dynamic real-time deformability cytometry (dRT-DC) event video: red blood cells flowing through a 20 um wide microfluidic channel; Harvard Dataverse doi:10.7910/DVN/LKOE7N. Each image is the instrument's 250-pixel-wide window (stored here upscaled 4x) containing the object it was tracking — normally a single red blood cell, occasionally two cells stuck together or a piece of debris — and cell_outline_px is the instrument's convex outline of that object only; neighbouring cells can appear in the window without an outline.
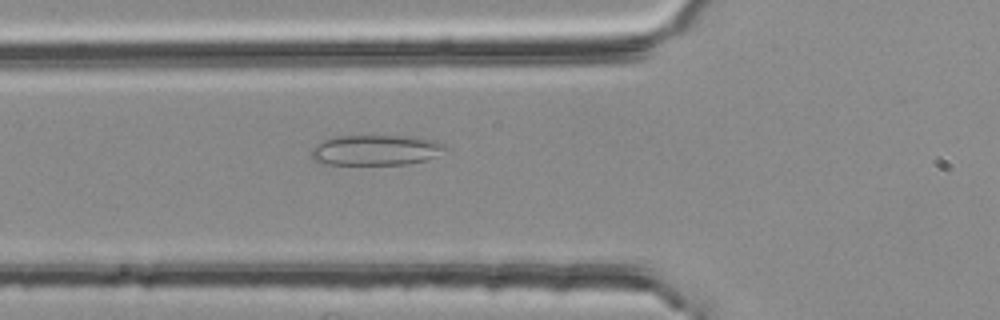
{"species": "common noctule bat (a hibernating species)", "species_latin": "Nyctalus noctula", "temperature_condition": "room temperature", "stored_images_in_passage": 25, "camera_frame_rate_fps": 3000, "um_per_image_px": 0.085, "animal": {"sex": "female", "body_mass_g": 25.1}, "frame": {"image": 1, "passage_image": 3, "time_ms": 0.667, "image_size_px": [1000, 320], "cell_outline_px": [[448, 148], [436, 156], [428, 160], [404, 164], [328, 164], [316, 160], [312, 156], [312, 148], [316, 144], [324, 140], [336, 136], [416, 136], [436, 140], [444, 144]], "centroid_in_image_um": [32.01, 12.74], "position_along_channel_um": 93.8, "area_um2": 23.7}}
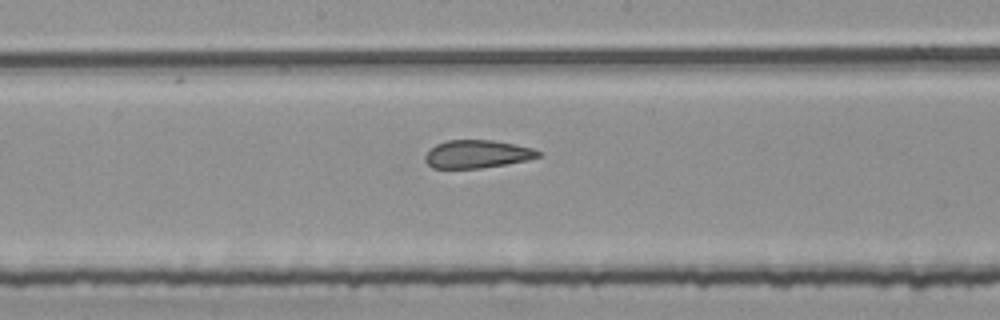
{"frame": {"image": 2, "passage_image": 12, "time_ms": 3.667, "image_size_px": [1000, 320], "cell_outline_px": [[544, 156], [528, 160], [480, 168], [432, 168], [424, 160], [424, 156], [436, 144], [448, 140], [492, 140], [532, 148], [540, 152]], "centroid_in_image_um": [40.56, 13.1], "position_along_channel_um": 207.6, "area_um2": 18.32}}
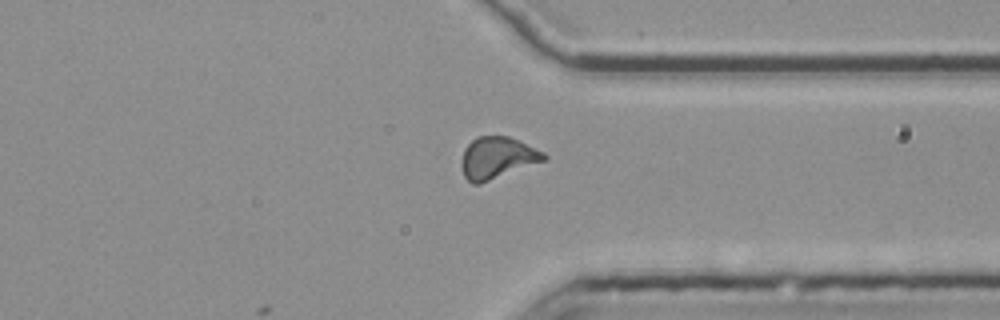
{"frame": {"image": 3, "passage_image": 25, "time_ms": 8.0, "image_size_px": [1000, 320], "cell_outline_px": [[548, 156], [544, 160], [480, 184], [472, 184], [464, 176], [460, 164], [464, 148], [476, 136], [508, 136], [520, 140], [544, 152]], "centroid_in_image_um": [42.23, 13.4], "position_along_channel_um": 369.2, "area_um2": 20.06}, "authors_computed_cell_mechanics": {"area_um2": 19.1318, "velocity_mm_per_s": 3.7646, "shape_relaxation_time_tau1_ms": null, "shape_relaxation_time_tau2_ms": 1.7135, "deformation_change_tau1": null, "deformation_change_tau2": 0.1047}}